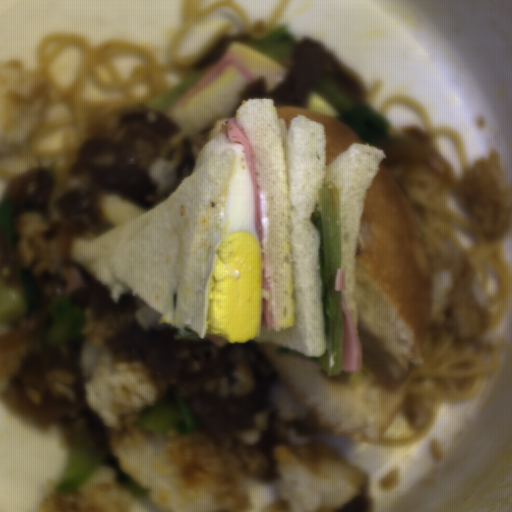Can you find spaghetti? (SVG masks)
I'll list each match as a JSON object with an SVG mask.
<instances>
[{"instance_id": "4", "label": "spaghetti", "mask_w": 512, "mask_h": 512, "mask_svg": "<svg viewBox=\"0 0 512 512\" xmlns=\"http://www.w3.org/2000/svg\"><path fill=\"white\" fill-rule=\"evenodd\" d=\"M382 85V81L379 78H375V80L372 82V84L369 86L367 91H364L363 100L365 103L370 107L371 102L375 98L377 92L379 91L380 87Z\"/></svg>"}, {"instance_id": "2", "label": "spaghetti", "mask_w": 512, "mask_h": 512, "mask_svg": "<svg viewBox=\"0 0 512 512\" xmlns=\"http://www.w3.org/2000/svg\"><path fill=\"white\" fill-rule=\"evenodd\" d=\"M403 193L415 214L431 269L468 253L483 284L488 268L495 272L498 287L490 295L489 323L481 337L461 345L453 338L433 341L425 335L418 365L402 410L412 429L409 437L380 436L370 441L378 447L413 445L433 428L445 405L468 402L481 386L483 376L495 372L503 353H512L505 340L490 334L510 311V265L502 255L503 241L474 237L468 246L457 231L475 236L468 217L452 211L451 189L423 170H409Z\"/></svg>"}, {"instance_id": "3", "label": "spaghetti", "mask_w": 512, "mask_h": 512, "mask_svg": "<svg viewBox=\"0 0 512 512\" xmlns=\"http://www.w3.org/2000/svg\"><path fill=\"white\" fill-rule=\"evenodd\" d=\"M398 104H402L418 112L421 122L420 129L424 131L432 143L440 138H448L450 140L454 145V152L463 172L471 165L463 139L458 132L447 126L434 125L426 108L419 101L406 95H392L377 107L376 113L380 117L384 116L387 109Z\"/></svg>"}, {"instance_id": "1", "label": "spaghetti", "mask_w": 512, "mask_h": 512, "mask_svg": "<svg viewBox=\"0 0 512 512\" xmlns=\"http://www.w3.org/2000/svg\"><path fill=\"white\" fill-rule=\"evenodd\" d=\"M291 0H282L264 19L250 20L234 0H183V25L156 56L127 40H102L93 45L76 33H51L38 45L32 73L43 82L38 131L22 154H0V206L13 177L32 167L50 168L61 161L70 145L80 144L104 116L122 107L148 105L173 88L164 76L171 72L194 75L195 65L232 28L221 24L196 56L176 54L191 26L216 8L227 6L257 39L275 25Z\"/></svg>"}]
</instances>
